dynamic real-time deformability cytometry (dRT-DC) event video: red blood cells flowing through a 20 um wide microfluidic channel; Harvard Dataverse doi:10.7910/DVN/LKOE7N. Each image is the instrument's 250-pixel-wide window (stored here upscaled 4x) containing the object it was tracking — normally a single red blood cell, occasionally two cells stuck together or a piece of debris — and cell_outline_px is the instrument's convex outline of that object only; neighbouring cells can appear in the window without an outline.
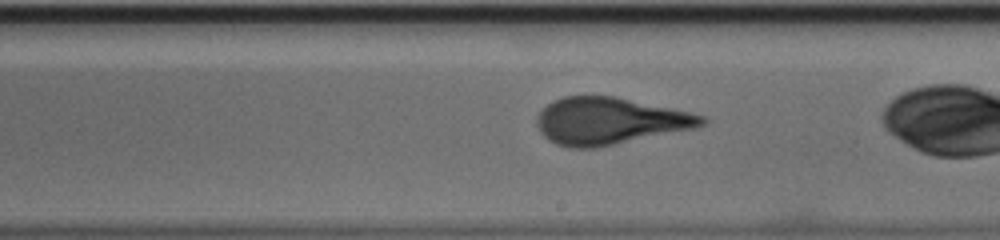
{"species": "human", "species_latin": "Homo sapiens", "temperature_condition": "cold", "stored_images_in_passage": 36, "camera_frame_rate_fps": 3000, "um_per_image_px": 0.085, "donor": {"sex": "male"}, "frame": {"image": 1, "passage_image": 26, "time_ms": 8.333, "image_size_px": [1000, 240], "cell_outline_px": [[708, 120], [704, 124], [696, 128], [596, 148], [568, 148], [556, 144], [548, 140], [540, 132], [536, 124], [536, 116], [540, 108], [552, 100], [564, 96], [612, 96], [688, 112], [704, 116]], "centroid_in_image_um": [51.74, 10.29], "position_along_channel_um": 237.3, "area_um2": 45.14}}
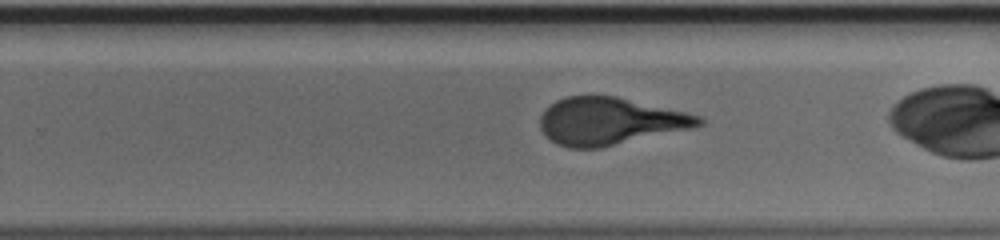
{"frame": {"image": 2, "passage_image": 29, "time_ms": 9.333, "image_size_px": [1000, 240], "cell_outline_px": [[704, 124], [692, 128], [600, 148], [568, 148], [556, 144], [540, 128], [540, 116], [556, 100], [568, 96], [616, 96], [684, 112], [700, 116], [704, 120]], "centroid_in_image_um": [51.84, 10.31], "position_along_channel_um": 278.0, "area_um2": 43.29}}
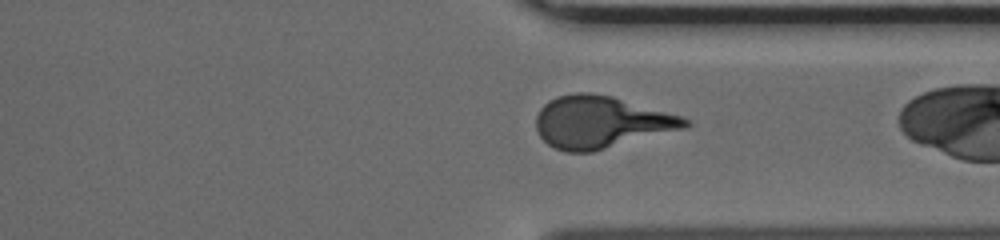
{"frame": {"image": 3, "passage_image": 35, "time_ms": 11.333, "image_size_px": [1000, 240], "cell_outline_px": [[692, 124], [688, 128], [592, 152], [564, 152], [548, 144], [540, 136], [536, 128], [536, 116], [540, 108], [548, 100], [556, 96], [576, 92], [592, 92], [612, 96], [684, 116]], "centroid_in_image_um": [51.1, 10.37], "position_along_channel_um": 360.3, "area_um2": 45.72}}